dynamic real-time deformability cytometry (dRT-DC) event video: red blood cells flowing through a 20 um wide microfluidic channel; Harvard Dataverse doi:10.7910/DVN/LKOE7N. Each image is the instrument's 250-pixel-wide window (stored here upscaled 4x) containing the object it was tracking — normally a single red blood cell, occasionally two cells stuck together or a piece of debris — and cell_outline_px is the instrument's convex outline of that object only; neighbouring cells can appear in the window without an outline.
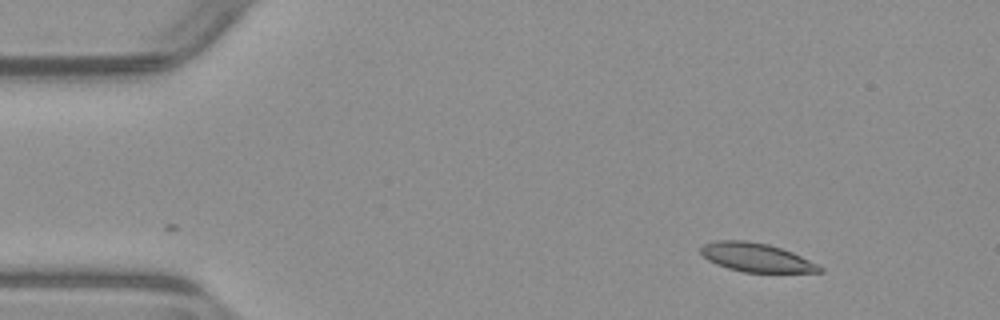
{"species": "common noctule bat (a hibernating species)", "species_latin": "Nyctalus noctula", "temperature_condition": "warm", "stored_images_in_passage": 48, "camera_frame_rate_fps": 3000, "um_per_image_px": 0.085, "animal": {"sex": "male", "body_mass_g": 23.1, "forearm_length_mm": 52.7}, "frame": {"image": 1, "passage_image": 1, "time_ms": 0.0, "image_size_px": [1000, 320], "cell_outline_px": [[824, 272], [744, 272], [728, 268], [716, 264], [708, 260], [700, 252], [700, 248], [704, 244], [712, 240], [744, 240], [768, 244], [792, 252], [824, 268]], "centroid_in_image_um": [64.25, 21.88], "position_along_channel_um": 20.8, "area_um2": 19.77}}
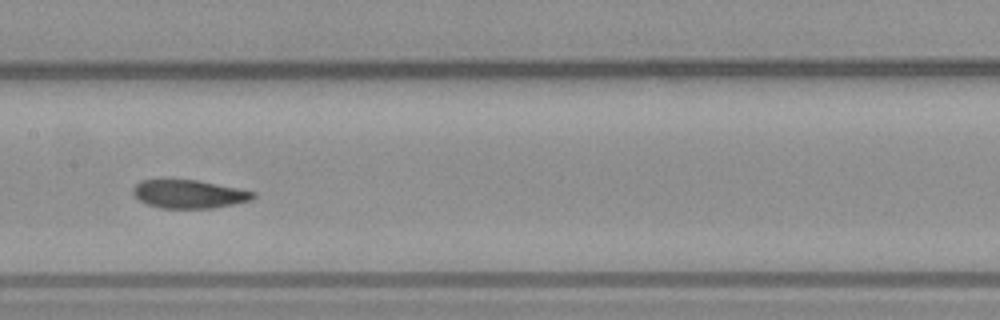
{"frame": {"image": 2, "passage_image": 21, "time_ms": 6.667, "image_size_px": [1000, 320], "cell_outline_px": [[256, 196], [252, 200], [212, 208], [160, 208], [148, 204], [140, 200], [132, 192], [132, 188], [140, 180], [196, 180], [256, 192]], "centroid_in_image_um": [16.06, 16.5], "position_along_channel_um": 191.3, "area_um2": 19.59}}
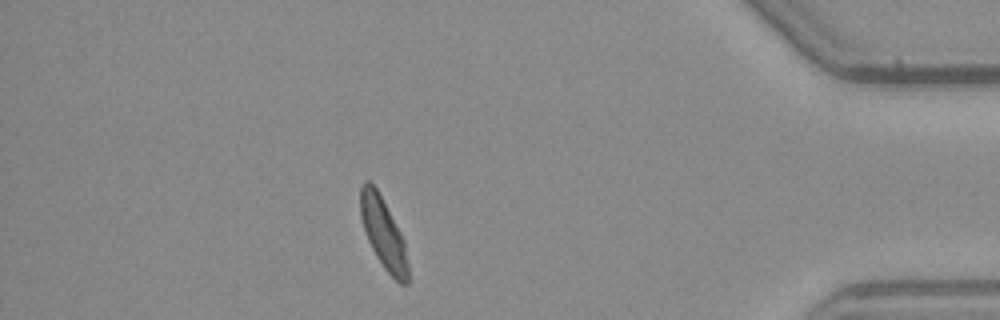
{"frame": {"image": 3, "passage_image": 41, "time_ms": 13.333, "image_size_px": [1000, 320], "cell_outline_px": [[408, 284], [400, 284], [384, 268], [376, 256], [368, 240], [360, 216], [360, 188], [364, 180], [368, 180], [376, 188], [400, 232], [404, 240], [408, 264]], "centroid_in_image_um": [32.58, 19.83], "position_along_channel_um": 402.6, "area_um2": 19.31}, "authors_computed_cell_mechanics": {"area_um2": 20.7213, "velocity_mm_per_s": 3.8812, "shape_relaxation_time_tau1_ms": 7.0917, "shape_relaxation_time_tau2_ms": 1.7312, "deformation_change_tau1": 0.1529, "deformation_change_tau2": 0.0661}}